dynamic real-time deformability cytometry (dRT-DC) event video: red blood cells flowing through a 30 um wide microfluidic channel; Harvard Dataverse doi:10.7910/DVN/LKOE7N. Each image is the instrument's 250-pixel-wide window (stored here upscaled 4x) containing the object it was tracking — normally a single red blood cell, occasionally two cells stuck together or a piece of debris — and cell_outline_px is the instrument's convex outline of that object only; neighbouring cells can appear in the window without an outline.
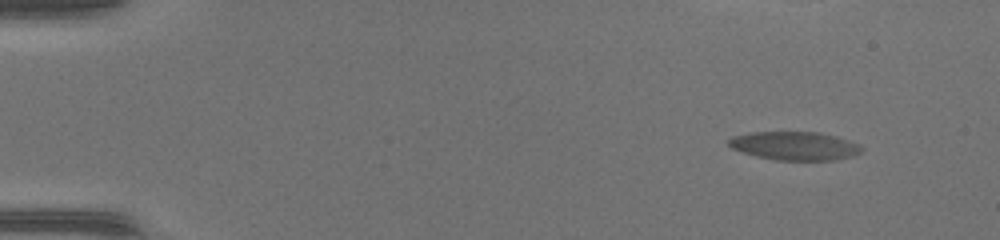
{"species": "common noctule bat (a hibernating species)", "species_latin": "Nyctalus noctula", "temperature_condition": "warm", "stored_images_in_passage": 14, "camera_frame_rate_fps": 3000, "um_per_image_px": 0.085, "animal": {"sex": "female", "body_mass_g": 17.0, "forearm_length_mm": 48.0}, "frame": {"image": 1, "passage_image": 1, "time_ms": 0.0, "image_size_px": [1000, 240], "cell_outline_px": [[864, 148], [860, 152], [848, 156], [832, 160], [780, 160], [760, 156], [744, 152], [732, 148], [728, 144], [728, 140], [736, 136], [756, 132], [816, 132], [832, 136], [856, 144]], "centroid_in_image_um": [67.52, 12.4], "position_along_channel_um": 17.5, "area_um2": 21.15}}
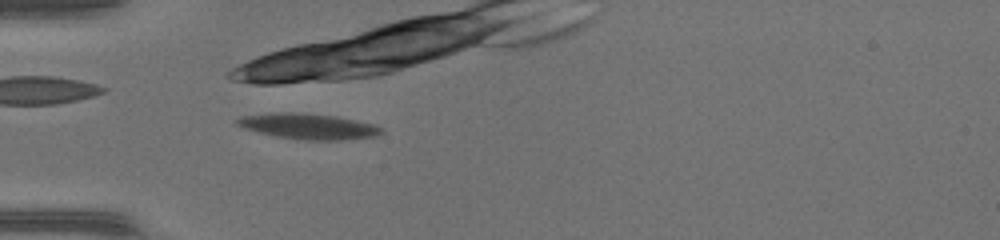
{"frame": {"image": 2, "passage_image": 14, "time_ms": 4.333, "image_size_px": [1000, 240], "cell_outline_px": [[380, 132], [372, 136], [340, 140], [308, 140], [276, 136], [244, 128], [236, 124], [236, 120], [240, 116], [332, 116], [372, 124], [380, 128]], "centroid_in_image_um": [26.25, 10.81], "position_along_channel_um": 58.7, "area_um2": 19.25}}